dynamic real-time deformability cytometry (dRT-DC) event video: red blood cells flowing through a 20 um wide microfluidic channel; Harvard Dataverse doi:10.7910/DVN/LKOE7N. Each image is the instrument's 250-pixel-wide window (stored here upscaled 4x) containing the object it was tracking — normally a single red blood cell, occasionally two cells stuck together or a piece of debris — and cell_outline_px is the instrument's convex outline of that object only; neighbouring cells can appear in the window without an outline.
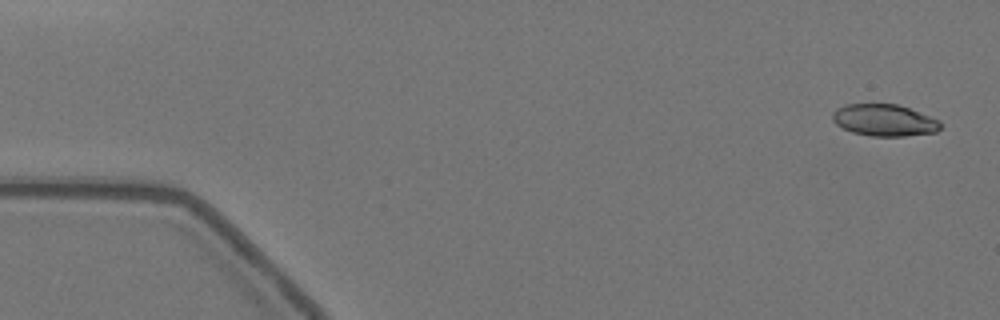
{"species": "Egyptian fruit bat (a non-hibernating species)", "species_latin": "Rousettus aegyptiacus", "temperature_condition": "warm", "stored_images_in_passage": 56, "camera_frame_rate_fps": 3000, "um_per_image_px": 0.085, "animal": {"sex": "female"}, "frame": {"image": 1, "passage_image": 1, "time_ms": 0.0, "image_size_px": [1000, 320], "cell_outline_px": [[940, 128], [936, 132], [904, 136], [872, 136], [852, 132], [836, 124], [832, 120], [832, 112], [836, 108], [844, 104], [896, 104], [908, 108], [940, 120]], "centroid_in_image_um": [75.13, 10.21], "position_along_channel_um": 9.9, "area_um2": 19.94}}
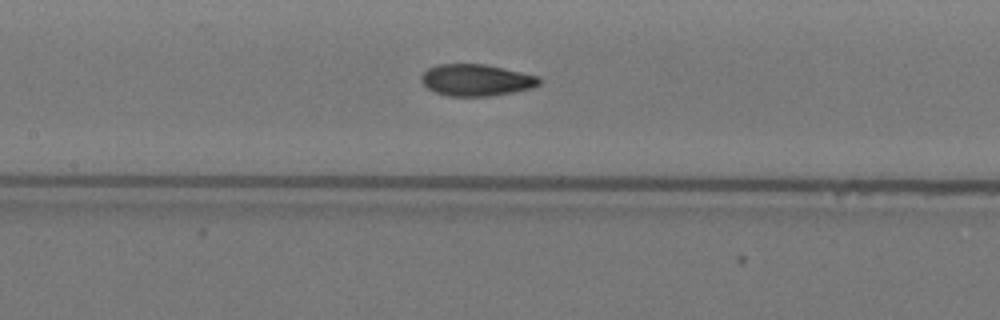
{"frame": {"image": 2, "passage_image": 25, "time_ms": 8.0, "image_size_px": [1000, 320], "cell_outline_px": [[544, 80], [540, 84], [532, 88], [492, 96], [448, 96], [436, 92], [428, 88], [420, 80], [420, 76], [428, 68], [436, 64], [484, 64], [540, 76]], "centroid_in_image_um": [40.51, 6.8], "position_along_channel_um": 166.9, "area_um2": 21.91}}
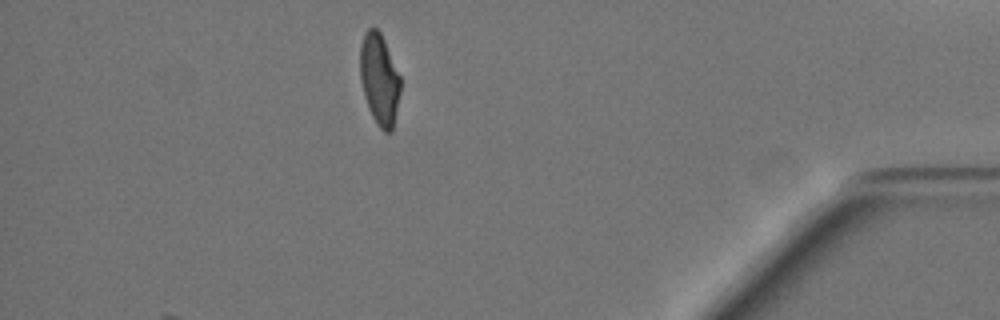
{"frame": {"image": 3, "passage_image": 49, "time_ms": 16.0, "image_size_px": [1000, 320], "cell_outline_px": [[400, 92], [392, 132], [384, 132], [376, 124], [368, 108], [364, 96], [360, 80], [360, 48], [364, 32], [368, 28], [376, 28], [380, 32], [384, 40], [400, 76]], "centroid_in_image_um": [32.23, 6.76], "position_along_channel_um": 403.0, "area_um2": 21.44}, "authors_computed_cell_mechanics": {"area_um2": 21.8484, "velocity_mm_per_s": 3.5278, "shape_relaxation_time_tau1_ms": 6.09, "shape_relaxation_time_tau2_ms": 1.6013, "deformation_change_tau1": 0.2083, "deformation_change_tau2": 0.0548}}